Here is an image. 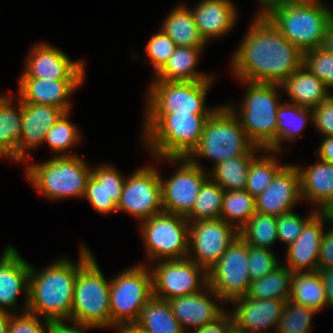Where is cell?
<instances>
[{"instance_id": "74e56055", "label": "cell", "mask_w": 333, "mask_h": 333, "mask_svg": "<svg viewBox=\"0 0 333 333\" xmlns=\"http://www.w3.org/2000/svg\"><path fill=\"white\" fill-rule=\"evenodd\" d=\"M256 213L255 197L246 190L225 191L220 218L238 231Z\"/></svg>"}, {"instance_id": "d4e9b609", "label": "cell", "mask_w": 333, "mask_h": 333, "mask_svg": "<svg viewBox=\"0 0 333 333\" xmlns=\"http://www.w3.org/2000/svg\"><path fill=\"white\" fill-rule=\"evenodd\" d=\"M18 83L19 99L23 103L52 105L70 112V95L82 85L83 80L20 78Z\"/></svg>"}, {"instance_id": "94428289", "label": "cell", "mask_w": 333, "mask_h": 333, "mask_svg": "<svg viewBox=\"0 0 333 333\" xmlns=\"http://www.w3.org/2000/svg\"><path fill=\"white\" fill-rule=\"evenodd\" d=\"M276 1H283V0H258V2L262 4L260 11H263L269 4L276 2Z\"/></svg>"}, {"instance_id": "cb8c5ba5", "label": "cell", "mask_w": 333, "mask_h": 333, "mask_svg": "<svg viewBox=\"0 0 333 333\" xmlns=\"http://www.w3.org/2000/svg\"><path fill=\"white\" fill-rule=\"evenodd\" d=\"M126 178L111 165H99L91 169L86 182L85 197L91 206L102 214L117 212Z\"/></svg>"}, {"instance_id": "11a10c76", "label": "cell", "mask_w": 333, "mask_h": 333, "mask_svg": "<svg viewBox=\"0 0 333 333\" xmlns=\"http://www.w3.org/2000/svg\"><path fill=\"white\" fill-rule=\"evenodd\" d=\"M321 48L326 52L333 54V21L326 31Z\"/></svg>"}, {"instance_id": "ee69618b", "label": "cell", "mask_w": 333, "mask_h": 333, "mask_svg": "<svg viewBox=\"0 0 333 333\" xmlns=\"http://www.w3.org/2000/svg\"><path fill=\"white\" fill-rule=\"evenodd\" d=\"M177 45L161 29L155 33L148 41L145 50L150 58L149 61L157 74L167 63L170 56L174 53Z\"/></svg>"}, {"instance_id": "3957f363", "label": "cell", "mask_w": 333, "mask_h": 333, "mask_svg": "<svg viewBox=\"0 0 333 333\" xmlns=\"http://www.w3.org/2000/svg\"><path fill=\"white\" fill-rule=\"evenodd\" d=\"M303 53L322 46L333 11L320 0H283L262 11Z\"/></svg>"}, {"instance_id": "ffe728a7", "label": "cell", "mask_w": 333, "mask_h": 333, "mask_svg": "<svg viewBox=\"0 0 333 333\" xmlns=\"http://www.w3.org/2000/svg\"><path fill=\"white\" fill-rule=\"evenodd\" d=\"M64 113V110L52 105L22 102L21 136L17 146V162H23L24 159L29 158V150L44 143L46 132Z\"/></svg>"}, {"instance_id": "db71d44e", "label": "cell", "mask_w": 333, "mask_h": 333, "mask_svg": "<svg viewBox=\"0 0 333 333\" xmlns=\"http://www.w3.org/2000/svg\"><path fill=\"white\" fill-rule=\"evenodd\" d=\"M89 328L96 329L90 326H82V325H66L64 322L61 323H53L51 333H86L85 330H89Z\"/></svg>"}, {"instance_id": "277c9868", "label": "cell", "mask_w": 333, "mask_h": 333, "mask_svg": "<svg viewBox=\"0 0 333 333\" xmlns=\"http://www.w3.org/2000/svg\"><path fill=\"white\" fill-rule=\"evenodd\" d=\"M247 84L240 109L227 104L239 119L249 141L263 150H270L277 143V108L280 106L278 93L280 84Z\"/></svg>"}, {"instance_id": "7402d4cb", "label": "cell", "mask_w": 333, "mask_h": 333, "mask_svg": "<svg viewBox=\"0 0 333 333\" xmlns=\"http://www.w3.org/2000/svg\"><path fill=\"white\" fill-rule=\"evenodd\" d=\"M205 291L208 292L204 294L200 291L168 300L174 316L186 333L189 332L188 327H193L196 330L216 321L225 313L215 301L211 300L214 298L217 302H223L221 297L208 285Z\"/></svg>"}, {"instance_id": "7dc6e473", "label": "cell", "mask_w": 333, "mask_h": 333, "mask_svg": "<svg viewBox=\"0 0 333 333\" xmlns=\"http://www.w3.org/2000/svg\"><path fill=\"white\" fill-rule=\"evenodd\" d=\"M11 314L8 333H51L53 322L43 319L39 320L37 315L24 311L19 315Z\"/></svg>"}, {"instance_id": "5b68a950", "label": "cell", "mask_w": 333, "mask_h": 333, "mask_svg": "<svg viewBox=\"0 0 333 333\" xmlns=\"http://www.w3.org/2000/svg\"><path fill=\"white\" fill-rule=\"evenodd\" d=\"M214 80L161 81L150 85L143 134L145 135L165 114L213 113L216 108H207L205 98Z\"/></svg>"}, {"instance_id": "f35d334b", "label": "cell", "mask_w": 333, "mask_h": 333, "mask_svg": "<svg viewBox=\"0 0 333 333\" xmlns=\"http://www.w3.org/2000/svg\"><path fill=\"white\" fill-rule=\"evenodd\" d=\"M239 235L248 245L271 249L279 241L277 217L256 212L239 230Z\"/></svg>"}, {"instance_id": "7c38bea8", "label": "cell", "mask_w": 333, "mask_h": 333, "mask_svg": "<svg viewBox=\"0 0 333 333\" xmlns=\"http://www.w3.org/2000/svg\"><path fill=\"white\" fill-rule=\"evenodd\" d=\"M208 286L226 303L246 296L250 284L248 244L238 235L218 262L207 271Z\"/></svg>"}, {"instance_id": "816d5d0a", "label": "cell", "mask_w": 333, "mask_h": 333, "mask_svg": "<svg viewBox=\"0 0 333 333\" xmlns=\"http://www.w3.org/2000/svg\"><path fill=\"white\" fill-rule=\"evenodd\" d=\"M317 272L324 284L327 304L329 307H333V267L318 268Z\"/></svg>"}, {"instance_id": "9a60e30c", "label": "cell", "mask_w": 333, "mask_h": 333, "mask_svg": "<svg viewBox=\"0 0 333 333\" xmlns=\"http://www.w3.org/2000/svg\"><path fill=\"white\" fill-rule=\"evenodd\" d=\"M160 174L153 166L142 167L126 177L117 211H124L140 221L161 214L162 194Z\"/></svg>"}, {"instance_id": "d6a6232c", "label": "cell", "mask_w": 333, "mask_h": 333, "mask_svg": "<svg viewBox=\"0 0 333 333\" xmlns=\"http://www.w3.org/2000/svg\"><path fill=\"white\" fill-rule=\"evenodd\" d=\"M259 147H254L247 155L221 161L206 172L208 177L219 184L225 191L245 190L248 169L257 156Z\"/></svg>"}, {"instance_id": "f5cc1de1", "label": "cell", "mask_w": 333, "mask_h": 333, "mask_svg": "<svg viewBox=\"0 0 333 333\" xmlns=\"http://www.w3.org/2000/svg\"><path fill=\"white\" fill-rule=\"evenodd\" d=\"M318 152V159L333 164V136H326L323 138L320 146L316 149Z\"/></svg>"}, {"instance_id": "bcb514c9", "label": "cell", "mask_w": 333, "mask_h": 333, "mask_svg": "<svg viewBox=\"0 0 333 333\" xmlns=\"http://www.w3.org/2000/svg\"><path fill=\"white\" fill-rule=\"evenodd\" d=\"M318 212L314 210L307 218L301 217L299 214L292 212L282 214L277 217V234L279 241L284 244L291 245L300 236L304 225Z\"/></svg>"}, {"instance_id": "ab89813d", "label": "cell", "mask_w": 333, "mask_h": 333, "mask_svg": "<svg viewBox=\"0 0 333 333\" xmlns=\"http://www.w3.org/2000/svg\"><path fill=\"white\" fill-rule=\"evenodd\" d=\"M224 192L219 184L208 177L201 185L192 211L185 218L188 222L220 218Z\"/></svg>"}, {"instance_id": "91938a15", "label": "cell", "mask_w": 333, "mask_h": 333, "mask_svg": "<svg viewBox=\"0 0 333 333\" xmlns=\"http://www.w3.org/2000/svg\"><path fill=\"white\" fill-rule=\"evenodd\" d=\"M227 333H248L245 329L239 328L235 324H233L229 329Z\"/></svg>"}, {"instance_id": "9f6ffc18", "label": "cell", "mask_w": 333, "mask_h": 333, "mask_svg": "<svg viewBox=\"0 0 333 333\" xmlns=\"http://www.w3.org/2000/svg\"><path fill=\"white\" fill-rule=\"evenodd\" d=\"M12 313L0 310V333H8V325Z\"/></svg>"}, {"instance_id": "680465c9", "label": "cell", "mask_w": 333, "mask_h": 333, "mask_svg": "<svg viewBox=\"0 0 333 333\" xmlns=\"http://www.w3.org/2000/svg\"><path fill=\"white\" fill-rule=\"evenodd\" d=\"M119 333H142L139 329L133 326H123L118 329Z\"/></svg>"}, {"instance_id": "836d02e7", "label": "cell", "mask_w": 333, "mask_h": 333, "mask_svg": "<svg viewBox=\"0 0 333 333\" xmlns=\"http://www.w3.org/2000/svg\"><path fill=\"white\" fill-rule=\"evenodd\" d=\"M290 301L319 312L328 307L324 284L317 271L294 272L291 278Z\"/></svg>"}, {"instance_id": "8992f818", "label": "cell", "mask_w": 333, "mask_h": 333, "mask_svg": "<svg viewBox=\"0 0 333 333\" xmlns=\"http://www.w3.org/2000/svg\"><path fill=\"white\" fill-rule=\"evenodd\" d=\"M212 113L165 114L145 135L152 157H188L198 146L206 120Z\"/></svg>"}, {"instance_id": "30bf717a", "label": "cell", "mask_w": 333, "mask_h": 333, "mask_svg": "<svg viewBox=\"0 0 333 333\" xmlns=\"http://www.w3.org/2000/svg\"><path fill=\"white\" fill-rule=\"evenodd\" d=\"M153 297L151 270L142 264L120 272L110 281L111 327L132 326L143 304Z\"/></svg>"}, {"instance_id": "f546056e", "label": "cell", "mask_w": 333, "mask_h": 333, "mask_svg": "<svg viewBox=\"0 0 333 333\" xmlns=\"http://www.w3.org/2000/svg\"><path fill=\"white\" fill-rule=\"evenodd\" d=\"M132 326L142 333H186L174 316L169 302L155 297L142 305Z\"/></svg>"}, {"instance_id": "e575fe53", "label": "cell", "mask_w": 333, "mask_h": 333, "mask_svg": "<svg viewBox=\"0 0 333 333\" xmlns=\"http://www.w3.org/2000/svg\"><path fill=\"white\" fill-rule=\"evenodd\" d=\"M313 120L311 108H305L296 104L285 102L281 103L277 108V143L270 149L272 151L281 152L284 140L293 142L296 137L302 136L301 132L305 128L308 120Z\"/></svg>"}, {"instance_id": "d590c367", "label": "cell", "mask_w": 333, "mask_h": 333, "mask_svg": "<svg viewBox=\"0 0 333 333\" xmlns=\"http://www.w3.org/2000/svg\"><path fill=\"white\" fill-rule=\"evenodd\" d=\"M293 272L284 264L276 267L265 277L251 282L246 294L251 299L290 300Z\"/></svg>"}, {"instance_id": "f6af8a7d", "label": "cell", "mask_w": 333, "mask_h": 333, "mask_svg": "<svg viewBox=\"0 0 333 333\" xmlns=\"http://www.w3.org/2000/svg\"><path fill=\"white\" fill-rule=\"evenodd\" d=\"M270 249L248 245V271L251 281L261 279L280 264Z\"/></svg>"}, {"instance_id": "83f0119b", "label": "cell", "mask_w": 333, "mask_h": 333, "mask_svg": "<svg viewBox=\"0 0 333 333\" xmlns=\"http://www.w3.org/2000/svg\"><path fill=\"white\" fill-rule=\"evenodd\" d=\"M280 85L291 103L305 108L313 109L331 95L325 84L304 65Z\"/></svg>"}, {"instance_id": "5bb4252c", "label": "cell", "mask_w": 333, "mask_h": 333, "mask_svg": "<svg viewBox=\"0 0 333 333\" xmlns=\"http://www.w3.org/2000/svg\"><path fill=\"white\" fill-rule=\"evenodd\" d=\"M154 269L153 297L170 300L206 289L207 271L189 258L159 260Z\"/></svg>"}, {"instance_id": "681fc988", "label": "cell", "mask_w": 333, "mask_h": 333, "mask_svg": "<svg viewBox=\"0 0 333 333\" xmlns=\"http://www.w3.org/2000/svg\"><path fill=\"white\" fill-rule=\"evenodd\" d=\"M324 230L318 258V268L333 267V228Z\"/></svg>"}, {"instance_id": "6da1fadb", "label": "cell", "mask_w": 333, "mask_h": 333, "mask_svg": "<svg viewBox=\"0 0 333 333\" xmlns=\"http://www.w3.org/2000/svg\"><path fill=\"white\" fill-rule=\"evenodd\" d=\"M232 54L231 71L242 82L281 84L303 65V52L262 12Z\"/></svg>"}, {"instance_id": "1f68e13d", "label": "cell", "mask_w": 333, "mask_h": 333, "mask_svg": "<svg viewBox=\"0 0 333 333\" xmlns=\"http://www.w3.org/2000/svg\"><path fill=\"white\" fill-rule=\"evenodd\" d=\"M163 22L161 30L177 46L204 48L207 45L195 24L190 8L186 5L173 8Z\"/></svg>"}, {"instance_id": "e0dca14e", "label": "cell", "mask_w": 333, "mask_h": 333, "mask_svg": "<svg viewBox=\"0 0 333 333\" xmlns=\"http://www.w3.org/2000/svg\"><path fill=\"white\" fill-rule=\"evenodd\" d=\"M20 78L45 80H85V63L71 60L50 44L37 43L32 47Z\"/></svg>"}, {"instance_id": "9c48e42d", "label": "cell", "mask_w": 333, "mask_h": 333, "mask_svg": "<svg viewBox=\"0 0 333 333\" xmlns=\"http://www.w3.org/2000/svg\"><path fill=\"white\" fill-rule=\"evenodd\" d=\"M254 147L237 116L224 104L217 106L208 117L199 144L188 158L205 157L212 159L215 165L229 158L247 155Z\"/></svg>"}, {"instance_id": "4dcf8cb0", "label": "cell", "mask_w": 333, "mask_h": 333, "mask_svg": "<svg viewBox=\"0 0 333 333\" xmlns=\"http://www.w3.org/2000/svg\"><path fill=\"white\" fill-rule=\"evenodd\" d=\"M9 96L0 94V154L17 162V146L21 136L22 101L17 107Z\"/></svg>"}, {"instance_id": "f1b7e54d", "label": "cell", "mask_w": 333, "mask_h": 333, "mask_svg": "<svg viewBox=\"0 0 333 333\" xmlns=\"http://www.w3.org/2000/svg\"><path fill=\"white\" fill-rule=\"evenodd\" d=\"M203 48L177 46L164 67L153 80L161 81H201L214 80L213 75L196 71V65Z\"/></svg>"}, {"instance_id": "52a82bcc", "label": "cell", "mask_w": 333, "mask_h": 333, "mask_svg": "<svg viewBox=\"0 0 333 333\" xmlns=\"http://www.w3.org/2000/svg\"><path fill=\"white\" fill-rule=\"evenodd\" d=\"M84 161L78 155L53 156L41 164L29 163L26 176L47 199L83 198L92 169Z\"/></svg>"}, {"instance_id": "44dd1931", "label": "cell", "mask_w": 333, "mask_h": 333, "mask_svg": "<svg viewBox=\"0 0 333 333\" xmlns=\"http://www.w3.org/2000/svg\"><path fill=\"white\" fill-rule=\"evenodd\" d=\"M231 313L233 323L248 333H265L269 328L276 331L286 301L277 299L236 298Z\"/></svg>"}, {"instance_id": "2e32d148", "label": "cell", "mask_w": 333, "mask_h": 333, "mask_svg": "<svg viewBox=\"0 0 333 333\" xmlns=\"http://www.w3.org/2000/svg\"><path fill=\"white\" fill-rule=\"evenodd\" d=\"M238 235L239 231L221 218L189 222L187 258L208 271Z\"/></svg>"}, {"instance_id": "8d00e7d4", "label": "cell", "mask_w": 333, "mask_h": 333, "mask_svg": "<svg viewBox=\"0 0 333 333\" xmlns=\"http://www.w3.org/2000/svg\"><path fill=\"white\" fill-rule=\"evenodd\" d=\"M263 152L265 155L256 156L252 160L247 173L245 190L255 198L271 184L275 175L285 166L275 158V154L281 152L272 150H263Z\"/></svg>"}, {"instance_id": "484cf974", "label": "cell", "mask_w": 333, "mask_h": 333, "mask_svg": "<svg viewBox=\"0 0 333 333\" xmlns=\"http://www.w3.org/2000/svg\"><path fill=\"white\" fill-rule=\"evenodd\" d=\"M190 10L206 43L229 33L237 22L238 10L231 0H202Z\"/></svg>"}, {"instance_id": "4316f807", "label": "cell", "mask_w": 333, "mask_h": 333, "mask_svg": "<svg viewBox=\"0 0 333 333\" xmlns=\"http://www.w3.org/2000/svg\"><path fill=\"white\" fill-rule=\"evenodd\" d=\"M310 167L297 166L300 174L301 197L318 205L322 212L333 200V164L317 160Z\"/></svg>"}, {"instance_id": "7bdbcfd3", "label": "cell", "mask_w": 333, "mask_h": 333, "mask_svg": "<svg viewBox=\"0 0 333 333\" xmlns=\"http://www.w3.org/2000/svg\"><path fill=\"white\" fill-rule=\"evenodd\" d=\"M303 65L327 88L333 87V54L326 52L321 47L307 50L303 54Z\"/></svg>"}, {"instance_id": "ac0fdd59", "label": "cell", "mask_w": 333, "mask_h": 333, "mask_svg": "<svg viewBox=\"0 0 333 333\" xmlns=\"http://www.w3.org/2000/svg\"><path fill=\"white\" fill-rule=\"evenodd\" d=\"M301 197L300 174L297 165L286 164L271 184L255 198L256 212L279 217L292 212Z\"/></svg>"}, {"instance_id": "c3c4849f", "label": "cell", "mask_w": 333, "mask_h": 333, "mask_svg": "<svg viewBox=\"0 0 333 333\" xmlns=\"http://www.w3.org/2000/svg\"><path fill=\"white\" fill-rule=\"evenodd\" d=\"M313 124L322 136H333V96L312 109Z\"/></svg>"}, {"instance_id": "6f0895ef", "label": "cell", "mask_w": 333, "mask_h": 333, "mask_svg": "<svg viewBox=\"0 0 333 333\" xmlns=\"http://www.w3.org/2000/svg\"><path fill=\"white\" fill-rule=\"evenodd\" d=\"M322 213L326 216L329 224L333 223V200L326 206Z\"/></svg>"}, {"instance_id": "d6986e66", "label": "cell", "mask_w": 333, "mask_h": 333, "mask_svg": "<svg viewBox=\"0 0 333 333\" xmlns=\"http://www.w3.org/2000/svg\"><path fill=\"white\" fill-rule=\"evenodd\" d=\"M30 268L31 265L20 256L14 246L8 245L3 250L0 258V310L9 313L15 311L18 296L24 291V311H27Z\"/></svg>"}, {"instance_id": "f907efd6", "label": "cell", "mask_w": 333, "mask_h": 333, "mask_svg": "<svg viewBox=\"0 0 333 333\" xmlns=\"http://www.w3.org/2000/svg\"><path fill=\"white\" fill-rule=\"evenodd\" d=\"M231 315L226 312L216 321L206 324L201 328L194 330V333H227L228 329L233 325Z\"/></svg>"}, {"instance_id": "b9f144b4", "label": "cell", "mask_w": 333, "mask_h": 333, "mask_svg": "<svg viewBox=\"0 0 333 333\" xmlns=\"http://www.w3.org/2000/svg\"><path fill=\"white\" fill-rule=\"evenodd\" d=\"M316 313L315 309L288 300L275 333H311V321Z\"/></svg>"}, {"instance_id": "ba28073f", "label": "cell", "mask_w": 333, "mask_h": 333, "mask_svg": "<svg viewBox=\"0 0 333 333\" xmlns=\"http://www.w3.org/2000/svg\"><path fill=\"white\" fill-rule=\"evenodd\" d=\"M110 281L92 256L79 270L74 286L70 322L97 329L111 327Z\"/></svg>"}, {"instance_id": "7a4b0ae2", "label": "cell", "mask_w": 333, "mask_h": 333, "mask_svg": "<svg viewBox=\"0 0 333 333\" xmlns=\"http://www.w3.org/2000/svg\"><path fill=\"white\" fill-rule=\"evenodd\" d=\"M79 254L77 264L64 257L41 271L31 266L27 306L29 313L53 323L70 320L78 270L93 256L82 245Z\"/></svg>"}, {"instance_id": "8fae6325", "label": "cell", "mask_w": 333, "mask_h": 333, "mask_svg": "<svg viewBox=\"0 0 333 333\" xmlns=\"http://www.w3.org/2000/svg\"><path fill=\"white\" fill-rule=\"evenodd\" d=\"M140 223L150 262L187 258L189 222L184 216L162 212Z\"/></svg>"}, {"instance_id": "60d3db41", "label": "cell", "mask_w": 333, "mask_h": 333, "mask_svg": "<svg viewBox=\"0 0 333 333\" xmlns=\"http://www.w3.org/2000/svg\"><path fill=\"white\" fill-rule=\"evenodd\" d=\"M69 114L70 112H65L46 132L44 142H47L51 151L55 152L54 156H74L67 154V151L72 150L81 139L77 126L68 119Z\"/></svg>"}, {"instance_id": "603a6c76", "label": "cell", "mask_w": 333, "mask_h": 333, "mask_svg": "<svg viewBox=\"0 0 333 333\" xmlns=\"http://www.w3.org/2000/svg\"><path fill=\"white\" fill-rule=\"evenodd\" d=\"M324 222L328 220L322 212H317L303 227L297 240L287 247V263L285 265L293 273L318 270V258Z\"/></svg>"}, {"instance_id": "4fadbf2b", "label": "cell", "mask_w": 333, "mask_h": 333, "mask_svg": "<svg viewBox=\"0 0 333 333\" xmlns=\"http://www.w3.org/2000/svg\"><path fill=\"white\" fill-rule=\"evenodd\" d=\"M174 164L178 163V169L164 181L160 176L162 207L165 213H171L186 217L195 204L201 185L208 178V174L196 159L188 157H165Z\"/></svg>"}]
</instances>
